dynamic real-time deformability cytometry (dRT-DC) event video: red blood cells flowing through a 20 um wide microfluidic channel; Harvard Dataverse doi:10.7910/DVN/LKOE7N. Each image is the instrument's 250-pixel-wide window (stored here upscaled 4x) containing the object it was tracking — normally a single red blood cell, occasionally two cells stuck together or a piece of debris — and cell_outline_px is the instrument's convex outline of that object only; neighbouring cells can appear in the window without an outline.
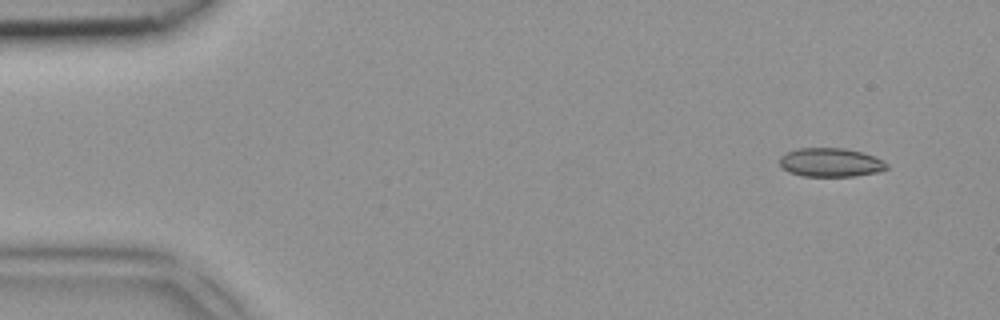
{"species": "common noctule bat (a hibernating species)", "species_latin": "Nyctalus noctula", "temperature_condition": "room temperature", "stored_images_in_passage": 5, "camera_frame_rate_fps": 3000, "um_per_image_px": 0.085, "animal": {"sex": "female", "body_mass_g": 18.4}, "frame": {"image": 1, "passage_image": 1, "time_ms": 0.0, "image_size_px": [1000, 320], "cell_outline_px": [[888, 168], [876, 172], [856, 176], [804, 176], [788, 172], [780, 164], [780, 156], [796, 148], [844, 148], [864, 152], [876, 156], [884, 160], [888, 164]], "centroid_in_image_um": [70.64, 13.8], "position_along_channel_um": 14.4, "area_um2": 18.09}}
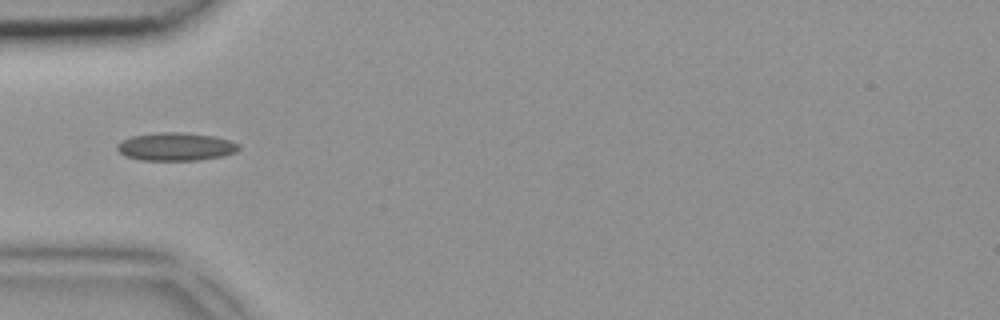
{"frame": {"image": 2, "passage_image": 4, "time_ms": 1.0, "image_size_px": [1000, 320], "cell_outline_px": [[240, 148], [236, 152], [220, 156], [196, 160], [140, 160], [124, 156], [116, 148], [116, 144], [132, 136], [160, 132], [180, 132], [212, 136], [228, 140], [240, 144]], "centroid_in_image_um": [14.92, 12.47], "position_along_channel_um": 70.1, "area_um2": 19.71}}